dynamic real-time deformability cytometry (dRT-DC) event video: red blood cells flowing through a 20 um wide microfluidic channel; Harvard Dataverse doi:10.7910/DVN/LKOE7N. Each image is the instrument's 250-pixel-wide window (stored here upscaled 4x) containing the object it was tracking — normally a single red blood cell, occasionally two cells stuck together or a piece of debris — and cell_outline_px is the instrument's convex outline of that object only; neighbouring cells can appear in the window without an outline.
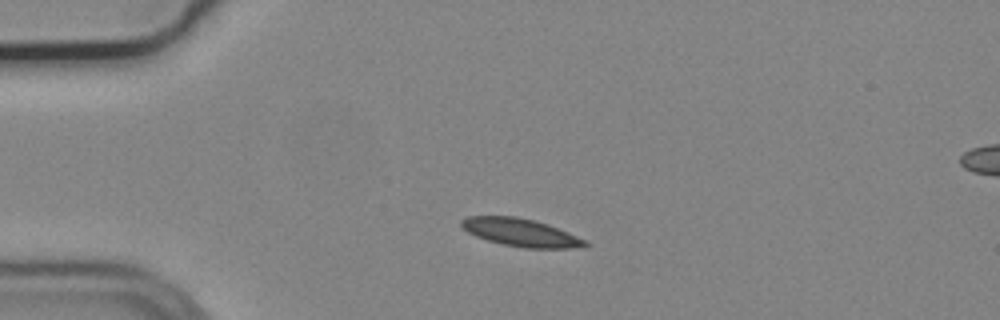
{"species": "common noctule bat (a hibernating species)", "species_latin": "Nyctalus noctula", "temperature_condition": "cold", "stored_images_in_passage": 4, "segment_of_instrument_passage": [1, 2], "camera_frame_rate_fps": 3000, "um_per_image_px": 0.085, "animal": {"sex": "male", "body_mass_g": 19.2, "forearm_length_mm": 51.8}, "frame": {"image": 1, "passage_image": 2, "time_ms": 0.333, "image_size_px": [1000, 320], "cell_outline_px": [[592, 244], [572, 248], [524, 248], [504, 244], [488, 240], [476, 236], [468, 232], [460, 224], [460, 220], [468, 216], [516, 216], [548, 224], [588, 240]], "centroid_in_image_um": [44.29, 19.76], "position_along_channel_um": 40.7, "area_um2": 20.0}}